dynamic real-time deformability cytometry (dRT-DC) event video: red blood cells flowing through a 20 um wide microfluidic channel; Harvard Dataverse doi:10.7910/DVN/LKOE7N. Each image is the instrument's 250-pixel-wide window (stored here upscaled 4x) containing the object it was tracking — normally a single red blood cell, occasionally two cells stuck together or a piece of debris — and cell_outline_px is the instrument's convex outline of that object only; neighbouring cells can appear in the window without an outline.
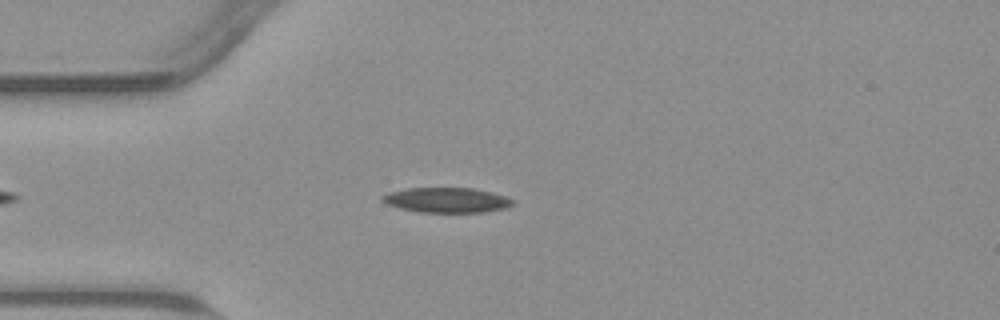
{"species": "common noctule bat (a hibernating species)", "species_latin": "Nyctalus noctula", "temperature_condition": "warm", "stored_images_in_passage": 41, "camera_frame_rate_fps": 3000, "um_per_image_px": 0.085, "animal": {"sex": "male", "body_mass_g": 23.1, "forearm_length_mm": 52.7}, "frame": {"image": 1, "passage_image": 1, "time_ms": 0.0, "image_size_px": [1000, 320], "cell_outline_px": [[516, 204], [504, 208], [484, 212], [420, 212], [400, 208], [388, 204], [380, 200], [380, 196], [388, 192], [408, 188], [472, 188], [492, 192], [516, 200]], "centroid_in_image_um": [37.98, 17.0], "position_along_channel_um": 47.0, "area_um2": 19.07}}
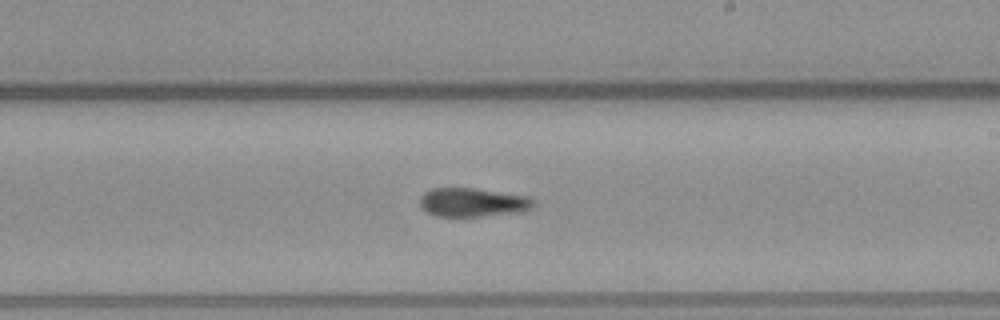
{"frame": {"image": 2, "passage_image": 18, "time_ms": 5.667, "image_size_px": [1000, 320], "cell_outline_px": [[536, 204], [532, 208], [520, 212], [480, 216], [436, 216], [428, 212], [420, 204], [420, 196], [424, 192], [432, 188], [472, 188], [528, 196], [536, 200]], "centroid_in_image_um": [40.21, 17.19], "position_along_channel_um": 248.8, "area_um2": 19.02}}
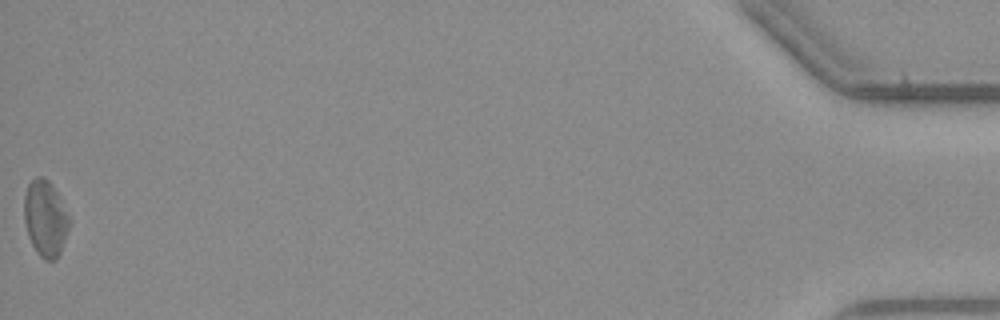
{"frame": {"image": 3, "passage_image": 41, "time_ms": 13.333, "image_size_px": [1000, 320], "cell_outline_px": [[72, 220], [60, 252], [56, 260], [44, 260], [36, 252], [28, 236], [24, 220], [24, 196], [28, 184], [36, 176], [44, 176], [52, 184]], "centroid_in_image_um": [3.86, 18.56], "position_along_channel_um": 431.3, "area_um2": 20.23}, "authors_computed_cell_mechanics": {"area_um2": 19.363, "velocity_mm_per_s": 3.7927, "shape_relaxation_time_tau1_ms": null, "shape_relaxation_time_tau2_ms": 10.4032, "deformation_change_tau1": null, "deformation_change_tau2": 0.2115}}